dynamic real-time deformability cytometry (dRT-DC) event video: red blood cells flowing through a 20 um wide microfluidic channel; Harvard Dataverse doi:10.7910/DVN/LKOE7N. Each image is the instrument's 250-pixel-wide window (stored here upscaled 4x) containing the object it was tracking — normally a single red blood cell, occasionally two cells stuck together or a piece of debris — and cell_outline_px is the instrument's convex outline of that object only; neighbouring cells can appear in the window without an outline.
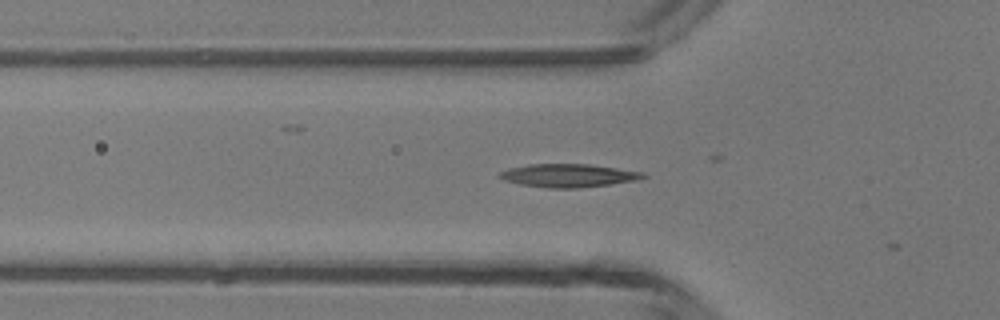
{"species": "common noctule bat (a hibernating species)", "species_latin": "Nyctalus noctula", "temperature_condition": "room temperature", "stored_images_in_passage": 4, "camera_frame_rate_fps": 3000, "um_per_image_px": 0.085, "animal": {"sex": "male", "body_mass_g": 13.3}, "frame": {"image": 1, "passage_image": 3, "time_ms": 0.667, "image_size_px": [1000, 320], "cell_outline_px": [[648, 176], [636, 180], [608, 184], [576, 188], [548, 188], [520, 184], [504, 180], [496, 176], [500, 172], [508, 168], [528, 164], [588, 164], [644, 172]], "centroid_in_image_um": [48.27, 14.91], "position_along_channel_um": 77.5, "area_um2": 19.31}}